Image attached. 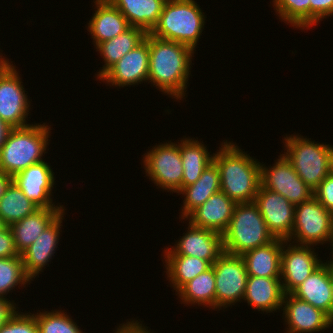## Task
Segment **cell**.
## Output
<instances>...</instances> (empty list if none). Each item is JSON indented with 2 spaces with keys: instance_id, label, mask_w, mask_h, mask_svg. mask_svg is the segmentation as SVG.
I'll return each instance as SVG.
<instances>
[{
  "instance_id": "3957f363",
  "label": "cell",
  "mask_w": 333,
  "mask_h": 333,
  "mask_svg": "<svg viewBox=\"0 0 333 333\" xmlns=\"http://www.w3.org/2000/svg\"><path fill=\"white\" fill-rule=\"evenodd\" d=\"M50 127L31 124L21 128H11L5 143L0 149V170L13 178L30 165L44 161Z\"/></svg>"
},
{
  "instance_id": "8fae6325",
  "label": "cell",
  "mask_w": 333,
  "mask_h": 333,
  "mask_svg": "<svg viewBox=\"0 0 333 333\" xmlns=\"http://www.w3.org/2000/svg\"><path fill=\"white\" fill-rule=\"evenodd\" d=\"M273 166L268 168L261 164V185L273 192L281 194L294 205L309 200L314 195L297 175L291 163L280 154Z\"/></svg>"
},
{
  "instance_id": "e0dca14e",
  "label": "cell",
  "mask_w": 333,
  "mask_h": 333,
  "mask_svg": "<svg viewBox=\"0 0 333 333\" xmlns=\"http://www.w3.org/2000/svg\"><path fill=\"white\" fill-rule=\"evenodd\" d=\"M282 305L287 333L319 332L333 325V320L325 312L292 294H284Z\"/></svg>"
},
{
  "instance_id": "f1b7e54d",
  "label": "cell",
  "mask_w": 333,
  "mask_h": 333,
  "mask_svg": "<svg viewBox=\"0 0 333 333\" xmlns=\"http://www.w3.org/2000/svg\"><path fill=\"white\" fill-rule=\"evenodd\" d=\"M167 280L178 292L187 282L212 267L209 261L186 255H164Z\"/></svg>"
},
{
  "instance_id": "f6af8a7d",
  "label": "cell",
  "mask_w": 333,
  "mask_h": 333,
  "mask_svg": "<svg viewBox=\"0 0 333 333\" xmlns=\"http://www.w3.org/2000/svg\"><path fill=\"white\" fill-rule=\"evenodd\" d=\"M6 227H7V225L3 222L2 218L0 217V231Z\"/></svg>"
},
{
  "instance_id": "6da1fadb",
  "label": "cell",
  "mask_w": 333,
  "mask_h": 333,
  "mask_svg": "<svg viewBox=\"0 0 333 333\" xmlns=\"http://www.w3.org/2000/svg\"><path fill=\"white\" fill-rule=\"evenodd\" d=\"M194 52L185 44L162 40L149 34L148 81L158 90L161 89V92L182 100L187 91Z\"/></svg>"
},
{
  "instance_id": "9a60e30c",
  "label": "cell",
  "mask_w": 333,
  "mask_h": 333,
  "mask_svg": "<svg viewBox=\"0 0 333 333\" xmlns=\"http://www.w3.org/2000/svg\"><path fill=\"white\" fill-rule=\"evenodd\" d=\"M149 77V33L145 39L124 55L101 78L112 86L124 87L148 81Z\"/></svg>"
},
{
  "instance_id": "277c9868",
  "label": "cell",
  "mask_w": 333,
  "mask_h": 333,
  "mask_svg": "<svg viewBox=\"0 0 333 333\" xmlns=\"http://www.w3.org/2000/svg\"><path fill=\"white\" fill-rule=\"evenodd\" d=\"M205 16L194 0H167L159 20L149 33L167 41L185 44L195 50Z\"/></svg>"
},
{
  "instance_id": "83f0119b",
  "label": "cell",
  "mask_w": 333,
  "mask_h": 333,
  "mask_svg": "<svg viewBox=\"0 0 333 333\" xmlns=\"http://www.w3.org/2000/svg\"><path fill=\"white\" fill-rule=\"evenodd\" d=\"M179 150L183 164L182 188L194 184L202 172L213 162L214 153L209 154L206 146L192 138L180 140Z\"/></svg>"
},
{
  "instance_id": "52a82bcc",
  "label": "cell",
  "mask_w": 333,
  "mask_h": 333,
  "mask_svg": "<svg viewBox=\"0 0 333 333\" xmlns=\"http://www.w3.org/2000/svg\"><path fill=\"white\" fill-rule=\"evenodd\" d=\"M293 239L294 241H292ZM298 245H318L333 242V214L313 196L295 205V222L287 240ZM296 241V242H295ZM327 241V242H326Z\"/></svg>"
},
{
  "instance_id": "60d3db41",
  "label": "cell",
  "mask_w": 333,
  "mask_h": 333,
  "mask_svg": "<svg viewBox=\"0 0 333 333\" xmlns=\"http://www.w3.org/2000/svg\"><path fill=\"white\" fill-rule=\"evenodd\" d=\"M11 182L12 178L0 170V198Z\"/></svg>"
},
{
  "instance_id": "44dd1931",
  "label": "cell",
  "mask_w": 333,
  "mask_h": 333,
  "mask_svg": "<svg viewBox=\"0 0 333 333\" xmlns=\"http://www.w3.org/2000/svg\"><path fill=\"white\" fill-rule=\"evenodd\" d=\"M283 296L280 277L248 276L243 300L254 309L266 313L280 310Z\"/></svg>"
},
{
  "instance_id": "ab89813d",
  "label": "cell",
  "mask_w": 333,
  "mask_h": 333,
  "mask_svg": "<svg viewBox=\"0 0 333 333\" xmlns=\"http://www.w3.org/2000/svg\"><path fill=\"white\" fill-rule=\"evenodd\" d=\"M114 333H153V332H150V330H148L145 326H142V324H140L138 320H136L135 322L133 320V321H128L125 324L123 323V325L121 324V326L119 325V328L117 327Z\"/></svg>"
},
{
  "instance_id": "5b68a950",
  "label": "cell",
  "mask_w": 333,
  "mask_h": 333,
  "mask_svg": "<svg viewBox=\"0 0 333 333\" xmlns=\"http://www.w3.org/2000/svg\"><path fill=\"white\" fill-rule=\"evenodd\" d=\"M222 238L224 252L240 256L276 239L254 202L235 205L232 218Z\"/></svg>"
},
{
  "instance_id": "f35d334b",
  "label": "cell",
  "mask_w": 333,
  "mask_h": 333,
  "mask_svg": "<svg viewBox=\"0 0 333 333\" xmlns=\"http://www.w3.org/2000/svg\"><path fill=\"white\" fill-rule=\"evenodd\" d=\"M16 307L14 301L0 296V328L17 312Z\"/></svg>"
},
{
  "instance_id": "d590c367",
  "label": "cell",
  "mask_w": 333,
  "mask_h": 333,
  "mask_svg": "<svg viewBox=\"0 0 333 333\" xmlns=\"http://www.w3.org/2000/svg\"><path fill=\"white\" fill-rule=\"evenodd\" d=\"M322 206L333 214V174L327 175L313 195Z\"/></svg>"
},
{
  "instance_id": "603a6c76",
  "label": "cell",
  "mask_w": 333,
  "mask_h": 333,
  "mask_svg": "<svg viewBox=\"0 0 333 333\" xmlns=\"http://www.w3.org/2000/svg\"><path fill=\"white\" fill-rule=\"evenodd\" d=\"M284 239L276 238L267 245L241 255L248 276L281 277V253Z\"/></svg>"
},
{
  "instance_id": "8992f818",
  "label": "cell",
  "mask_w": 333,
  "mask_h": 333,
  "mask_svg": "<svg viewBox=\"0 0 333 333\" xmlns=\"http://www.w3.org/2000/svg\"><path fill=\"white\" fill-rule=\"evenodd\" d=\"M285 158L291 163L300 179L314 191L331 173L333 146L310 141L303 136L284 137Z\"/></svg>"
},
{
  "instance_id": "7dc6e473",
  "label": "cell",
  "mask_w": 333,
  "mask_h": 333,
  "mask_svg": "<svg viewBox=\"0 0 333 333\" xmlns=\"http://www.w3.org/2000/svg\"><path fill=\"white\" fill-rule=\"evenodd\" d=\"M331 246H332V250H333V242H332V245H331ZM332 258H333V251H332Z\"/></svg>"
},
{
  "instance_id": "4fadbf2b",
  "label": "cell",
  "mask_w": 333,
  "mask_h": 333,
  "mask_svg": "<svg viewBox=\"0 0 333 333\" xmlns=\"http://www.w3.org/2000/svg\"><path fill=\"white\" fill-rule=\"evenodd\" d=\"M275 238L288 240L295 222V205L281 194L264 188L261 184L253 201Z\"/></svg>"
},
{
  "instance_id": "ba28073f",
  "label": "cell",
  "mask_w": 333,
  "mask_h": 333,
  "mask_svg": "<svg viewBox=\"0 0 333 333\" xmlns=\"http://www.w3.org/2000/svg\"><path fill=\"white\" fill-rule=\"evenodd\" d=\"M144 155V169L149 179L159 188L178 193L182 189L183 178L179 142L157 145Z\"/></svg>"
},
{
  "instance_id": "b9f144b4",
  "label": "cell",
  "mask_w": 333,
  "mask_h": 333,
  "mask_svg": "<svg viewBox=\"0 0 333 333\" xmlns=\"http://www.w3.org/2000/svg\"><path fill=\"white\" fill-rule=\"evenodd\" d=\"M11 127L8 126L1 118H0V149L2 145L5 143L7 134L9 133Z\"/></svg>"
},
{
  "instance_id": "7bdbcfd3",
  "label": "cell",
  "mask_w": 333,
  "mask_h": 333,
  "mask_svg": "<svg viewBox=\"0 0 333 333\" xmlns=\"http://www.w3.org/2000/svg\"><path fill=\"white\" fill-rule=\"evenodd\" d=\"M329 273H330V276H331V279H332V285H333V258L330 259V261H329Z\"/></svg>"
},
{
  "instance_id": "8d00e7d4",
  "label": "cell",
  "mask_w": 333,
  "mask_h": 333,
  "mask_svg": "<svg viewBox=\"0 0 333 333\" xmlns=\"http://www.w3.org/2000/svg\"><path fill=\"white\" fill-rule=\"evenodd\" d=\"M330 15L333 16V0H310V27Z\"/></svg>"
},
{
  "instance_id": "7c38bea8",
  "label": "cell",
  "mask_w": 333,
  "mask_h": 333,
  "mask_svg": "<svg viewBox=\"0 0 333 333\" xmlns=\"http://www.w3.org/2000/svg\"><path fill=\"white\" fill-rule=\"evenodd\" d=\"M287 242L285 240L282 247L280 279L284 294H291L323 262L311 245H291Z\"/></svg>"
},
{
  "instance_id": "1f68e13d",
  "label": "cell",
  "mask_w": 333,
  "mask_h": 333,
  "mask_svg": "<svg viewBox=\"0 0 333 333\" xmlns=\"http://www.w3.org/2000/svg\"><path fill=\"white\" fill-rule=\"evenodd\" d=\"M275 12L292 27L309 29L310 0H273Z\"/></svg>"
},
{
  "instance_id": "4dcf8cb0",
  "label": "cell",
  "mask_w": 333,
  "mask_h": 333,
  "mask_svg": "<svg viewBox=\"0 0 333 333\" xmlns=\"http://www.w3.org/2000/svg\"><path fill=\"white\" fill-rule=\"evenodd\" d=\"M38 209L39 207L28 200L22 190L13 181L0 198V217L7 226L22 220Z\"/></svg>"
},
{
  "instance_id": "f546056e",
  "label": "cell",
  "mask_w": 333,
  "mask_h": 333,
  "mask_svg": "<svg viewBox=\"0 0 333 333\" xmlns=\"http://www.w3.org/2000/svg\"><path fill=\"white\" fill-rule=\"evenodd\" d=\"M176 294L182 299L181 303L183 304L210 306L215 310V274L213 267L187 282Z\"/></svg>"
},
{
  "instance_id": "2e32d148",
  "label": "cell",
  "mask_w": 333,
  "mask_h": 333,
  "mask_svg": "<svg viewBox=\"0 0 333 333\" xmlns=\"http://www.w3.org/2000/svg\"><path fill=\"white\" fill-rule=\"evenodd\" d=\"M188 224L184 236L173 248L164 250V255L193 256L213 264L224 253L222 234Z\"/></svg>"
},
{
  "instance_id": "74e56055",
  "label": "cell",
  "mask_w": 333,
  "mask_h": 333,
  "mask_svg": "<svg viewBox=\"0 0 333 333\" xmlns=\"http://www.w3.org/2000/svg\"><path fill=\"white\" fill-rule=\"evenodd\" d=\"M20 256L9 226L0 231V258Z\"/></svg>"
},
{
  "instance_id": "ffe728a7",
  "label": "cell",
  "mask_w": 333,
  "mask_h": 333,
  "mask_svg": "<svg viewBox=\"0 0 333 333\" xmlns=\"http://www.w3.org/2000/svg\"><path fill=\"white\" fill-rule=\"evenodd\" d=\"M236 204L225 193L219 191L195 209L186 219L195 227L223 234L230 223Z\"/></svg>"
},
{
  "instance_id": "e575fe53",
  "label": "cell",
  "mask_w": 333,
  "mask_h": 333,
  "mask_svg": "<svg viewBox=\"0 0 333 333\" xmlns=\"http://www.w3.org/2000/svg\"><path fill=\"white\" fill-rule=\"evenodd\" d=\"M0 333H38L35 314L18 311L0 328Z\"/></svg>"
},
{
  "instance_id": "7402d4cb",
  "label": "cell",
  "mask_w": 333,
  "mask_h": 333,
  "mask_svg": "<svg viewBox=\"0 0 333 333\" xmlns=\"http://www.w3.org/2000/svg\"><path fill=\"white\" fill-rule=\"evenodd\" d=\"M94 4L97 10L87 29L95 46L118 36L130 27L124 15L109 0H94Z\"/></svg>"
},
{
  "instance_id": "d6a6232c",
  "label": "cell",
  "mask_w": 333,
  "mask_h": 333,
  "mask_svg": "<svg viewBox=\"0 0 333 333\" xmlns=\"http://www.w3.org/2000/svg\"><path fill=\"white\" fill-rule=\"evenodd\" d=\"M32 279L26 274L21 256L0 258V296L5 297L15 286L25 285Z\"/></svg>"
},
{
  "instance_id": "30bf717a",
  "label": "cell",
  "mask_w": 333,
  "mask_h": 333,
  "mask_svg": "<svg viewBox=\"0 0 333 333\" xmlns=\"http://www.w3.org/2000/svg\"><path fill=\"white\" fill-rule=\"evenodd\" d=\"M19 73L9 61L0 68V118L11 128L26 127L30 101Z\"/></svg>"
},
{
  "instance_id": "bcb514c9",
  "label": "cell",
  "mask_w": 333,
  "mask_h": 333,
  "mask_svg": "<svg viewBox=\"0 0 333 333\" xmlns=\"http://www.w3.org/2000/svg\"><path fill=\"white\" fill-rule=\"evenodd\" d=\"M331 173L333 174V158H332V163H331Z\"/></svg>"
},
{
  "instance_id": "d6986e66",
  "label": "cell",
  "mask_w": 333,
  "mask_h": 333,
  "mask_svg": "<svg viewBox=\"0 0 333 333\" xmlns=\"http://www.w3.org/2000/svg\"><path fill=\"white\" fill-rule=\"evenodd\" d=\"M291 294L325 312L333 320V285L329 261L315 269Z\"/></svg>"
},
{
  "instance_id": "4316f807",
  "label": "cell",
  "mask_w": 333,
  "mask_h": 333,
  "mask_svg": "<svg viewBox=\"0 0 333 333\" xmlns=\"http://www.w3.org/2000/svg\"><path fill=\"white\" fill-rule=\"evenodd\" d=\"M147 33L141 28L130 26L126 31L118 36L99 43L96 51L103 57L105 65L98 72L97 79H100L115 63L124 55L139 45L146 37Z\"/></svg>"
},
{
  "instance_id": "5bb4252c",
  "label": "cell",
  "mask_w": 333,
  "mask_h": 333,
  "mask_svg": "<svg viewBox=\"0 0 333 333\" xmlns=\"http://www.w3.org/2000/svg\"><path fill=\"white\" fill-rule=\"evenodd\" d=\"M12 181L18 186L28 200L32 201L37 207L44 209H65L63 205L53 202L51 196L53 185L55 183L54 172L50 165L45 162H39L30 165L27 169L18 173L12 178Z\"/></svg>"
},
{
  "instance_id": "d4e9b609",
  "label": "cell",
  "mask_w": 333,
  "mask_h": 333,
  "mask_svg": "<svg viewBox=\"0 0 333 333\" xmlns=\"http://www.w3.org/2000/svg\"><path fill=\"white\" fill-rule=\"evenodd\" d=\"M220 191V174L217 165L212 162L200 178L192 185L183 187L178 193L184 195L181 219L186 218L213 194Z\"/></svg>"
},
{
  "instance_id": "ac0fdd59",
  "label": "cell",
  "mask_w": 333,
  "mask_h": 333,
  "mask_svg": "<svg viewBox=\"0 0 333 333\" xmlns=\"http://www.w3.org/2000/svg\"><path fill=\"white\" fill-rule=\"evenodd\" d=\"M64 212L36 238L33 244L20 254L24 270L32 280L40 272H43V268L52 259L57 249Z\"/></svg>"
},
{
  "instance_id": "484cf974",
  "label": "cell",
  "mask_w": 333,
  "mask_h": 333,
  "mask_svg": "<svg viewBox=\"0 0 333 333\" xmlns=\"http://www.w3.org/2000/svg\"><path fill=\"white\" fill-rule=\"evenodd\" d=\"M132 27L150 33L157 24L167 0H109Z\"/></svg>"
},
{
  "instance_id": "836d02e7",
  "label": "cell",
  "mask_w": 333,
  "mask_h": 333,
  "mask_svg": "<svg viewBox=\"0 0 333 333\" xmlns=\"http://www.w3.org/2000/svg\"><path fill=\"white\" fill-rule=\"evenodd\" d=\"M38 333H84L64 311L52 310L39 312L35 315Z\"/></svg>"
},
{
  "instance_id": "7a4b0ae2",
  "label": "cell",
  "mask_w": 333,
  "mask_h": 333,
  "mask_svg": "<svg viewBox=\"0 0 333 333\" xmlns=\"http://www.w3.org/2000/svg\"><path fill=\"white\" fill-rule=\"evenodd\" d=\"M213 162L220 174V191L236 203L253 202L261 184V163L232 142L222 143Z\"/></svg>"
},
{
  "instance_id": "9c48e42d",
  "label": "cell",
  "mask_w": 333,
  "mask_h": 333,
  "mask_svg": "<svg viewBox=\"0 0 333 333\" xmlns=\"http://www.w3.org/2000/svg\"><path fill=\"white\" fill-rule=\"evenodd\" d=\"M215 309L227 308L243 299L248 273L240 255L223 253L213 264Z\"/></svg>"
},
{
  "instance_id": "cb8c5ba5",
  "label": "cell",
  "mask_w": 333,
  "mask_h": 333,
  "mask_svg": "<svg viewBox=\"0 0 333 333\" xmlns=\"http://www.w3.org/2000/svg\"><path fill=\"white\" fill-rule=\"evenodd\" d=\"M65 209L39 208L20 221L9 227L13 234L15 246L19 254L25 251L36 238L64 211Z\"/></svg>"
},
{
  "instance_id": "ee69618b",
  "label": "cell",
  "mask_w": 333,
  "mask_h": 333,
  "mask_svg": "<svg viewBox=\"0 0 333 333\" xmlns=\"http://www.w3.org/2000/svg\"><path fill=\"white\" fill-rule=\"evenodd\" d=\"M2 56L3 55L0 56V68H2L9 61V59H5Z\"/></svg>"
}]
</instances>
